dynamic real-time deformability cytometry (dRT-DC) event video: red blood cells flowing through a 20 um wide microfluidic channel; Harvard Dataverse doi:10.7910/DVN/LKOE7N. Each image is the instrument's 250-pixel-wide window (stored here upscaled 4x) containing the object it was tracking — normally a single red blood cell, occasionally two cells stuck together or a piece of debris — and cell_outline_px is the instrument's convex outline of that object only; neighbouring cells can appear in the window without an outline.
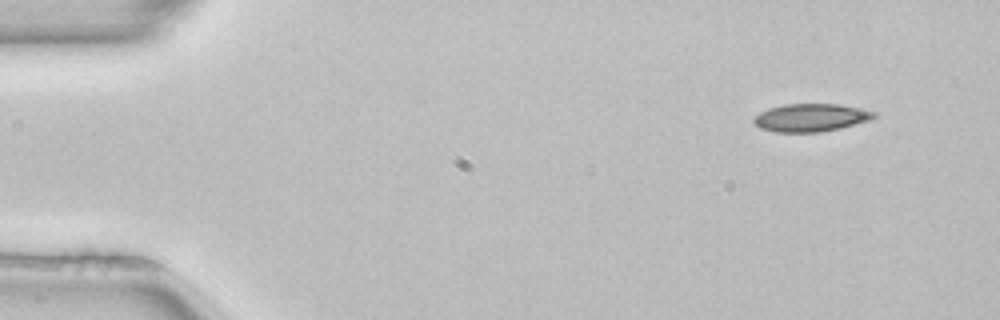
{"species": "common noctule bat (a hibernating species)", "species_latin": "Nyctalus noctula", "temperature_condition": "room temperature", "stored_images_in_passage": 8, "camera_frame_rate_fps": 3000, "um_per_image_px": 0.085, "animal": {"sex": "female", "body_mass_g": 22.7, "forearm_length_mm": 54.2}, "frame": {"image": 1, "passage_image": 1, "time_ms": 0.0, "image_size_px": [1000, 320], "cell_outline_px": [[876, 116], [868, 120], [840, 128], [820, 132], [776, 132], [760, 128], [752, 120], [760, 112], [768, 108], [784, 104], [840, 104], [876, 112]], "centroid_in_image_um": [68.89, 9.99], "position_along_channel_um": 16.1, "area_um2": 19.36}}